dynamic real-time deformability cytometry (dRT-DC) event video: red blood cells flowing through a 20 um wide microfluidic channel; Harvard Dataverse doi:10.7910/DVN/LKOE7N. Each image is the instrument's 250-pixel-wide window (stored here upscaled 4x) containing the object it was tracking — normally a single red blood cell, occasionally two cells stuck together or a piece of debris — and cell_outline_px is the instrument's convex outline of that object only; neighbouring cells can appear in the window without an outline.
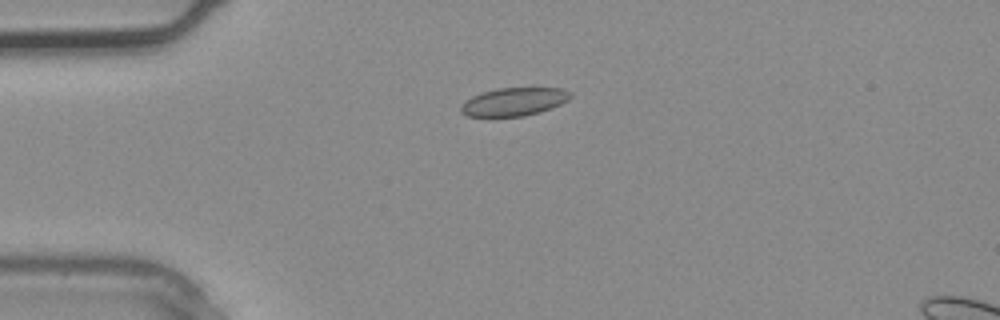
{"species": "common noctule bat (a hibernating species)", "species_latin": "Nyctalus noctula", "temperature_condition": "warm", "stored_images_in_passage": 2, "segment_of_instrument_passage": [1, 2], "camera_frame_rate_fps": 3000, "um_per_image_px": 0.085, "animal": {"sex": "male", "body_mass_g": 20.4}, "frame": {"image": 1, "passage_image": 1, "time_ms": 0.0, "image_size_px": [1000, 320], "cell_outline_px": [[572, 96], [568, 100], [552, 108], [540, 112], [524, 116], [492, 120], [468, 116], [460, 112], [460, 104], [472, 96], [484, 92], [500, 88], [560, 88], [572, 92]], "centroid_in_image_um": [43.62, 8.71], "position_along_channel_um": 41.4, "area_um2": 18.73}}